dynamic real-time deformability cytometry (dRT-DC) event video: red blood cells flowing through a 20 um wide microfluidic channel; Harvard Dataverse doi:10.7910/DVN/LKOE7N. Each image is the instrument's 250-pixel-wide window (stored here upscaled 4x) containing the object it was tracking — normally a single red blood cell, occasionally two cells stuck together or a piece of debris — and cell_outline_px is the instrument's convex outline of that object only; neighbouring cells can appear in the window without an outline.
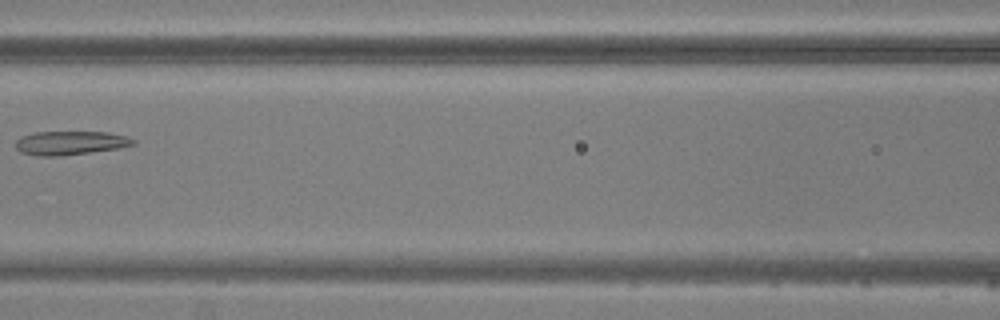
{"species": "common noctule bat (a hibernating species)", "species_latin": "Nyctalus noctula", "temperature_condition": "warm", "stored_images_in_passage": 6, "camera_frame_rate_fps": 3000, "um_per_image_px": 0.085, "animal": {"sex": "male", "body_mass_g": 20.5, "forearm_length_mm": 52.5}, "frame": {"image": 1, "passage_image": 6, "time_ms": 7.667, "image_size_px": [1000, 320], "cell_outline_px": [[136, 144], [120, 148], [60, 156], [40, 156], [20, 152], [16, 148], [16, 140], [20, 136], [36, 132], [108, 132], [124, 136], [136, 140]], "centroid_in_image_um": [5.97, 12.15], "position_along_channel_um": 160.6, "area_um2": 16.3}}